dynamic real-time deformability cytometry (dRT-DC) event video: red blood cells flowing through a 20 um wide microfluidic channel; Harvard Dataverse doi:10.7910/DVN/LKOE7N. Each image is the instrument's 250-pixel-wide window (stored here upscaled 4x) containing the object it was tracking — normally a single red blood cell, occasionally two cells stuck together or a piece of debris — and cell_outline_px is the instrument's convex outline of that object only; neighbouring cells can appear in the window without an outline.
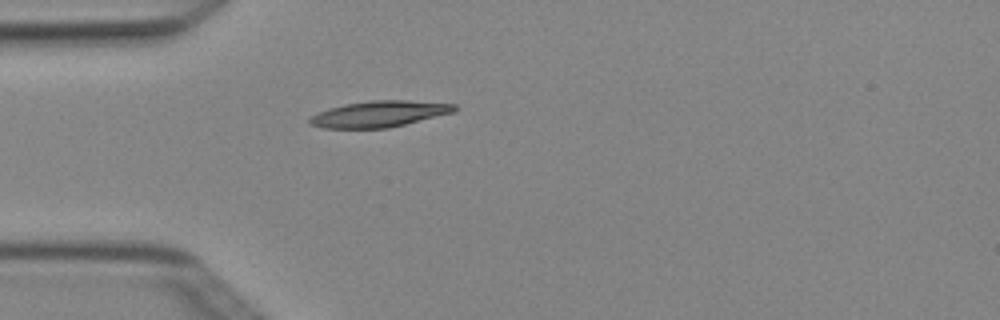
{"species": "Egyptian fruit bat (a non-hibernating species)", "species_latin": "Rousettus aegyptiacus", "temperature_condition": "cold", "stored_images_in_passage": 4, "camera_frame_rate_fps": 3000, "um_per_image_px": 0.085, "animal": {"sex": "female"}, "frame": {"image": 1, "passage_image": 4, "time_ms": 1.0, "image_size_px": [1000, 320], "cell_outline_px": [[456, 108], [452, 112], [388, 128], [324, 128], [308, 124], [308, 120], [312, 116], [328, 108], [344, 104], [372, 100], [408, 100], [456, 104]], "centroid_in_image_um": [32.19, 9.68], "position_along_channel_um": 52.8, "area_um2": 21.79}}